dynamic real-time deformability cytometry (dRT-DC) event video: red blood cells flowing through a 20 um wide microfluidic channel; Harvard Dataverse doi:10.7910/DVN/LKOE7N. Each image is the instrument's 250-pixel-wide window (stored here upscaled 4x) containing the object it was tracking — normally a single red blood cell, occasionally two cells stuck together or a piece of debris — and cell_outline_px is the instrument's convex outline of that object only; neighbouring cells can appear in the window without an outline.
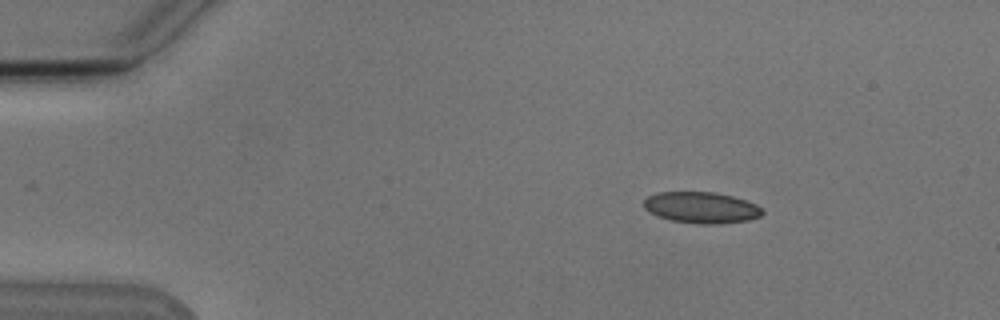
{"species": "Egyptian fruit bat (a non-hibernating species)", "species_latin": "Rousettus aegyptiacus", "temperature_condition": "cold", "stored_images_in_passage": 4, "camera_frame_rate_fps": 3000, "um_per_image_px": 0.085, "animal": {"sex": "male"}, "frame": {"image": 1, "passage_image": 2, "time_ms": 1.0, "image_size_px": [1000, 320], "cell_outline_px": [[764, 212], [760, 216], [748, 220], [712, 224], [700, 224], [672, 220], [656, 216], [644, 208], [644, 200], [648, 196], [656, 192], [712, 192], [732, 196], [756, 204]], "centroid_in_image_um": [59.58, 17.64], "position_along_channel_um": 25.4, "area_um2": 21.39}}